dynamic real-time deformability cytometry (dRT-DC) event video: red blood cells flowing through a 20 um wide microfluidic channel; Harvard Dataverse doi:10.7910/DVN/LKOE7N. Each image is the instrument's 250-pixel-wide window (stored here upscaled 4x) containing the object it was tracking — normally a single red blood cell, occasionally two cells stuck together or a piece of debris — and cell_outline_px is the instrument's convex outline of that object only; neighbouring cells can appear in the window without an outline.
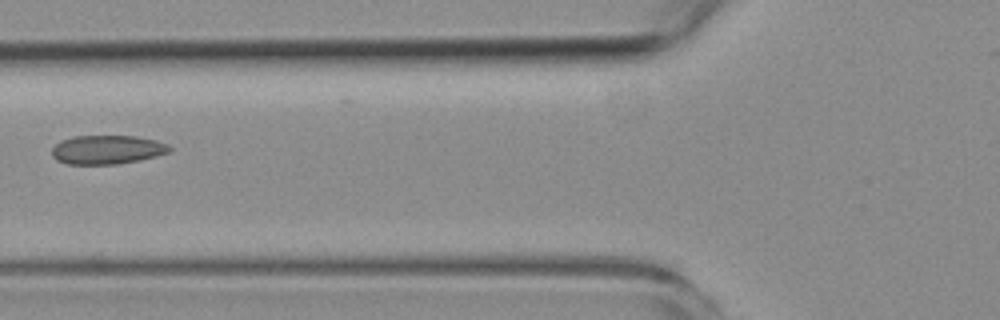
{"species": "common noctule bat (a hibernating species)", "species_latin": "Nyctalus noctula", "temperature_condition": "room temperature", "stored_images_in_passage": 6, "camera_frame_rate_fps": 3000, "um_per_image_px": 0.085, "animal": {"sex": "female", "body_mass_g": 19.3, "forearm_length_mm": 54.1}, "frame": {"image": 1, "passage_image": 6, "time_ms": 6.667, "image_size_px": [1000, 320], "cell_outline_px": [[172, 148], [168, 152], [156, 156], [140, 160], [116, 164], [64, 164], [56, 160], [52, 156], [52, 148], [60, 140], [72, 136], [136, 136], [156, 140], [168, 144]], "centroid_in_image_um": [9.08, 12.72], "position_along_channel_um": 116.7, "area_um2": 19.94}}